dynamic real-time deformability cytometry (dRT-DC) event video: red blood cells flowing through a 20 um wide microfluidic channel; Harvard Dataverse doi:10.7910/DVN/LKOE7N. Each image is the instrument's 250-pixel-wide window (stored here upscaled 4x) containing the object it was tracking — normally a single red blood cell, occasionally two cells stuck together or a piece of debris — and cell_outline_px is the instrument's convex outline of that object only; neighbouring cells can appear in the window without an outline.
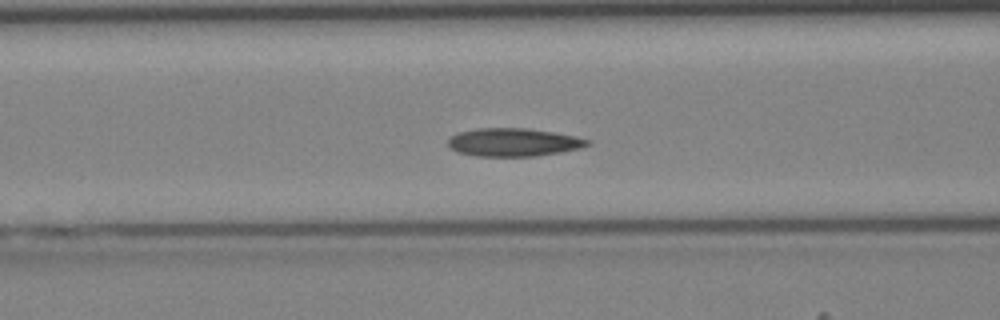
{"species": "Egyptian fruit bat (a non-hibernating species)", "species_latin": "Rousettus aegyptiacus", "temperature_condition": "cold", "stored_images_in_passage": 44, "camera_frame_rate_fps": 3000, "um_per_image_px": 0.085, "animal": {"sex": "female"}, "frame": {"image": 1, "passage_image": 18, "time_ms": 5.667, "image_size_px": [1000, 320], "cell_outline_px": [[592, 144], [580, 148], [560, 152], [536, 156], [476, 156], [456, 152], [448, 148], [448, 136], [456, 132], [476, 128], [528, 128], [576, 136], [592, 140]], "centroid_in_image_um": [43.61, 12.09], "position_along_channel_um": 123.0, "area_um2": 23.24}}
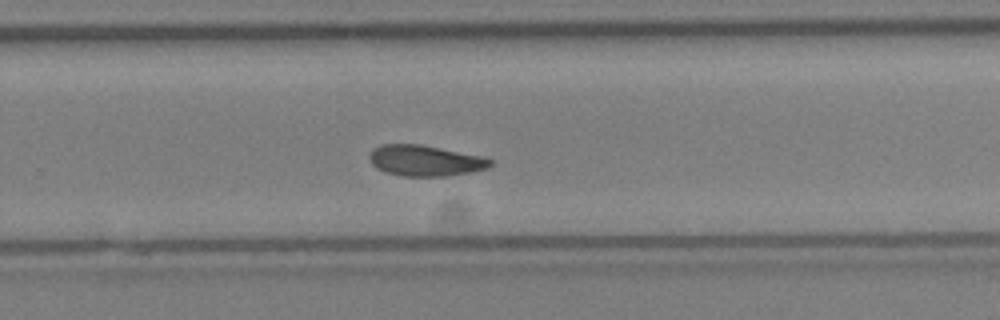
{"frame": {"image": 2, "passage_image": 29, "time_ms": 9.333, "image_size_px": [1000, 320], "cell_outline_px": [[492, 164], [484, 168], [472, 172], [448, 176], [404, 176], [384, 172], [376, 168], [372, 164], [368, 156], [372, 148], [380, 144], [420, 144], [480, 156], [492, 160]], "centroid_in_image_um": [36.06, 13.65], "position_along_channel_um": 293.7, "area_um2": 21.68}}
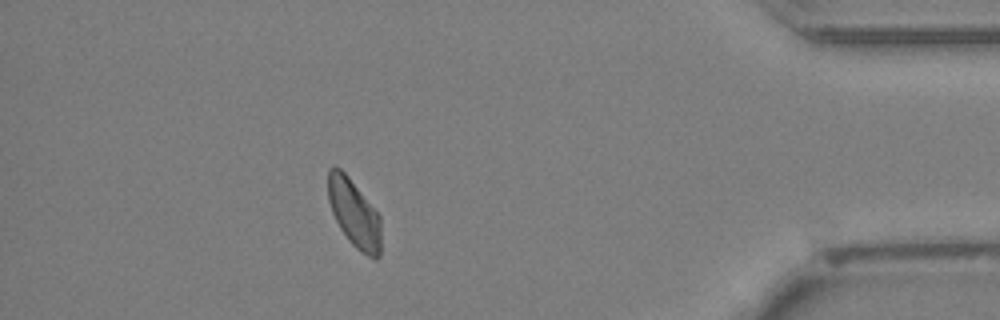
{"frame": {"image": 3, "passage_image": 39, "time_ms": 12.667, "image_size_px": [1000, 320], "cell_outline_px": [[380, 256], [376, 260], [360, 252], [348, 240], [340, 228], [332, 212], [328, 200], [328, 168], [340, 168], [348, 176], [380, 216]], "centroid_in_image_um": [30.1, 18.17], "position_along_channel_um": 405.1, "area_um2": 20.75}}